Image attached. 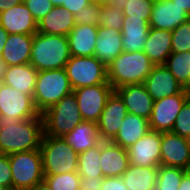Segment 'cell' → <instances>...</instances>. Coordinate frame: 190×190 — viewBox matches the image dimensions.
Wrapping results in <instances>:
<instances>
[{"label":"cell","instance_id":"obj_44","mask_svg":"<svg viewBox=\"0 0 190 190\" xmlns=\"http://www.w3.org/2000/svg\"><path fill=\"white\" fill-rule=\"evenodd\" d=\"M178 190H190V170H186Z\"/></svg>","mask_w":190,"mask_h":190},{"label":"cell","instance_id":"obj_43","mask_svg":"<svg viewBox=\"0 0 190 190\" xmlns=\"http://www.w3.org/2000/svg\"><path fill=\"white\" fill-rule=\"evenodd\" d=\"M103 178L81 177L80 190H101Z\"/></svg>","mask_w":190,"mask_h":190},{"label":"cell","instance_id":"obj_22","mask_svg":"<svg viewBox=\"0 0 190 190\" xmlns=\"http://www.w3.org/2000/svg\"><path fill=\"white\" fill-rule=\"evenodd\" d=\"M76 25L75 15L66 8L53 9L37 23V32L50 35L68 36Z\"/></svg>","mask_w":190,"mask_h":190},{"label":"cell","instance_id":"obj_21","mask_svg":"<svg viewBox=\"0 0 190 190\" xmlns=\"http://www.w3.org/2000/svg\"><path fill=\"white\" fill-rule=\"evenodd\" d=\"M32 44L33 35L9 34L1 59L7 67L30 63Z\"/></svg>","mask_w":190,"mask_h":190},{"label":"cell","instance_id":"obj_41","mask_svg":"<svg viewBox=\"0 0 190 190\" xmlns=\"http://www.w3.org/2000/svg\"><path fill=\"white\" fill-rule=\"evenodd\" d=\"M101 190H128L122 177H103Z\"/></svg>","mask_w":190,"mask_h":190},{"label":"cell","instance_id":"obj_26","mask_svg":"<svg viewBox=\"0 0 190 190\" xmlns=\"http://www.w3.org/2000/svg\"><path fill=\"white\" fill-rule=\"evenodd\" d=\"M149 30L150 25L144 19L124 18L122 26L123 51H143Z\"/></svg>","mask_w":190,"mask_h":190},{"label":"cell","instance_id":"obj_47","mask_svg":"<svg viewBox=\"0 0 190 190\" xmlns=\"http://www.w3.org/2000/svg\"><path fill=\"white\" fill-rule=\"evenodd\" d=\"M12 0H0V13L8 10L12 6Z\"/></svg>","mask_w":190,"mask_h":190},{"label":"cell","instance_id":"obj_3","mask_svg":"<svg viewBox=\"0 0 190 190\" xmlns=\"http://www.w3.org/2000/svg\"><path fill=\"white\" fill-rule=\"evenodd\" d=\"M154 64L143 51L122 52L107 66L108 82L113 89L143 84Z\"/></svg>","mask_w":190,"mask_h":190},{"label":"cell","instance_id":"obj_8","mask_svg":"<svg viewBox=\"0 0 190 190\" xmlns=\"http://www.w3.org/2000/svg\"><path fill=\"white\" fill-rule=\"evenodd\" d=\"M65 70L73 90L97 84H110L107 78V66L95 56H71Z\"/></svg>","mask_w":190,"mask_h":190},{"label":"cell","instance_id":"obj_46","mask_svg":"<svg viewBox=\"0 0 190 190\" xmlns=\"http://www.w3.org/2000/svg\"><path fill=\"white\" fill-rule=\"evenodd\" d=\"M178 7L183 9L190 16V0H171Z\"/></svg>","mask_w":190,"mask_h":190},{"label":"cell","instance_id":"obj_30","mask_svg":"<svg viewBox=\"0 0 190 190\" xmlns=\"http://www.w3.org/2000/svg\"><path fill=\"white\" fill-rule=\"evenodd\" d=\"M101 142L86 151L78 153L77 172L80 177L103 178L100 167Z\"/></svg>","mask_w":190,"mask_h":190},{"label":"cell","instance_id":"obj_45","mask_svg":"<svg viewBox=\"0 0 190 190\" xmlns=\"http://www.w3.org/2000/svg\"><path fill=\"white\" fill-rule=\"evenodd\" d=\"M9 37V33L2 27L0 26V58L4 49V45Z\"/></svg>","mask_w":190,"mask_h":190},{"label":"cell","instance_id":"obj_20","mask_svg":"<svg viewBox=\"0 0 190 190\" xmlns=\"http://www.w3.org/2000/svg\"><path fill=\"white\" fill-rule=\"evenodd\" d=\"M97 36L93 56L106 66H109V64L123 52L122 32L114 28L98 27Z\"/></svg>","mask_w":190,"mask_h":190},{"label":"cell","instance_id":"obj_37","mask_svg":"<svg viewBox=\"0 0 190 190\" xmlns=\"http://www.w3.org/2000/svg\"><path fill=\"white\" fill-rule=\"evenodd\" d=\"M171 132L190 139V98L182 106Z\"/></svg>","mask_w":190,"mask_h":190},{"label":"cell","instance_id":"obj_52","mask_svg":"<svg viewBox=\"0 0 190 190\" xmlns=\"http://www.w3.org/2000/svg\"><path fill=\"white\" fill-rule=\"evenodd\" d=\"M13 3L25 2L26 0H12Z\"/></svg>","mask_w":190,"mask_h":190},{"label":"cell","instance_id":"obj_51","mask_svg":"<svg viewBox=\"0 0 190 190\" xmlns=\"http://www.w3.org/2000/svg\"><path fill=\"white\" fill-rule=\"evenodd\" d=\"M52 2L54 7H62L63 4H65V0H49Z\"/></svg>","mask_w":190,"mask_h":190},{"label":"cell","instance_id":"obj_48","mask_svg":"<svg viewBox=\"0 0 190 190\" xmlns=\"http://www.w3.org/2000/svg\"><path fill=\"white\" fill-rule=\"evenodd\" d=\"M7 66L5 65V62L0 58V82L4 78V74L6 72Z\"/></svg>","mask_w":190,"mask_h":190},{"label":"cell","instance_id":"obj_40","mask_svg":"<svg viewBox=\"0 0 190 190\" xmlns=\"http://www.w3.org/2000/svg\"><path fill=\"white\" fill-rule=\"evenodd\" d=\"M0 186L12 190V172L8 155L0 153Z\"/></svg>","mask_w":190,"mask_h":190},{"label":"cell","instance_id":"obj_19","mask_svg":"<svg viewBox=\"0 0 190 190\" xmlns=\"http://www.w3.org/2000/svg\"><path fill=\"white\" fill-rule=\"evenodd\" d=\"M100 167L104 177H120L127 170V149L112 141H101Z\"/></svg>","mask_w":190,"mask_h":190},{"label":"cell","instance_id":"obj_13","mask_svg":"<svg viewBox=\"0 0 190 190\" xmlns=\"http://www.w3.org/2000/svg\"><path fill=\"white\" fill-rule=\"evenodd\" d=\"M160 165L190 170V139L172 132H163Z\"/></svg>","mask_w":190,"mask_h":190},{"label":"cell","instance_id":"obj_24","mask_svg":"<svg viewBox=\"0 0 190 190\" xmlns=\"http://www.w3.org/2000/svg\"><path fill=\"white\" fill-rule=\"evenodd\" d=\"M38 71L30 64L8 66L2 83L33 98Z\"/></svg>","mask_w":190,"mask_h":190},{"label":"cell","instance_id":"obj_10","mask_svg":"<svg viewBox=\"0 0 190 190\" xmlns=\"http://www.w3.org/2000/svg\"><path fill=\"white\" fill-rule=\"evenodd\" d=\"M113 91L110 84H97L73 90L83 120L97 123Z\"/></svg>","mask_w":190,"mask_h":190},{"label":"cell","instance_id":"obj_35","mask_svg":"<svg viewBox=\"0 0 190 190\" xmlns=\"http://www.w3.org/2000/svg\"><path fill=\"white\" fill-rule=\"evenodd\" d=\"M123 22L124 14L122 10L111 5L100 7V22L98 27H106L108 29L114 28L122 32Z\"/></svg>","mask_w":190,"mask_h":190},{"label":"cell","instance_id":"obj_16","mask_svg":"<svg viewBox=\"0 0 190 190\" xmlns=\"http://www.w3.org/2000/svg\"><path fill=\"white\" fill-rule=\"evenodd\" d=\"M188 19L187 12L171 0H154L149 25L150 28L173 31Z\"/></svg>","mask_w":190,"mask_h":190},{"label":"cell","instance_id":"obj_7","mask_svg":"<svg viewBox=\"0 0 190 190\" xmlns=\"http://www.w3.org/2000/svg\"><path fill=\"white\" fill-rule=\"evenodd\" d=\"M12 172V190H32L44 181L40 149L8 155Z\"/></svg>","mask_w":190,"mask_h":190},{"label":"cell","instance_id":"obj_28","mask_svg":"<svg viewBox=\"0 0 190 190\" xmlns=\"http://www.w3.org/2000/svg\"><path fill=\"white\" fill-rule=\"evenodd\" d=\"M63 139L77 153L93 148L101 142L97 123L84 120L65 134Z\"/></svg>","mask_w":190,"mask_h":190},{"label":"cell","instance_id":"obj_49","mask_svg":"<svg viewBox=\"0 0 190 190\" xmlns=\"http://www.w3.org/2000/svg\"><path fill=\"white\" fill-rule=\"evenodd\" d=\"M32 190H51L50 187L46 184L45 181L39 183Z\"/></svg>","mask_w":190,"mask_h":190},{"label":"cell","instance_id":"obj_36","mask_svg":"<svg viewBox=\"0 0 190 190\" xmlns=\"http://www.w3.org/2000/svg\"><path fill=\"white\" fill-rule=\"evenodd\" d=\"M190 51V19L172 31V53Z\"/></svg>","mask_w":190,"mask_h":190},{"label":"cell","instance_id":"obj_38","mask_svg":"<svg viewBox=\"0 0 190 190\" xmlns=\"http://www.w3.org/2000/svg\"><path fill=\"white\" fill-rule=\"evenodd\" d=\"M100 7L101 6L96 3L91 2L86 8H83L79 13L75 14V23L98 27L100 22Z\"/></svg>","mask_w":190,"mask_h":190},{"label":"cell","instance_id":"obj_6","mask_svg":"<svg viewBox=\"0 0 190 190\" xmlns=\"http://www.w3.org/2000/svg\"><path fill=\"white\" fill-rule=\"evenodd\" d=\"M41 115L44 134L52 137H63L83 121L73 92L64 96Z\"/></svg>","mask_w":190,"mask_h":190},{"label":"cell","instance_id":"obj_50","mask_svg":"<svg viewBox=\"0 0 190 190\" xmlns=\"http://www.w3.org/2000/svg\"><path fill=\"white\" fill-rule=\"evenodd\" d=\"M111 0H91V2L96 3L99 6L109 5Z\"/></svg>","mask_w":190,"mask_h":190},{"label":"cell","instance_id":"obj_1","mask_svg":"<svg viewBox=\"0 0 190 190\" xmlns=\"http://www.w3.org/2000/svg\"><path fill=\"white\" fill-rule=\"evenodd\" d=\"M44 135L43 117L21 120L0 115V153L10 155L40 149Z\"/></svg>","mask_w":190,"mask_h":190},{"label":"cell","instance_id":"obj_27","mask_svg":"<svg viewBox=\"0 0 190 190\" xmlns=\"http://www.w3.org/2000/svg\"><path fill=\"white\" fill-rule=\"evenodd\" d=\"M149 131L148 119L128 113L112 142L128 149Z\"/></svg>","mask_w":190,"mask_h":190},{"label":"cell","instance_id":"obj_33","mask_svg":"<svg viewBox=\"0 0 190 190\" xmlns=\"http://www.w3.org/2000/svg\"><path fill=\"white\" fill-rule=\"evenodd\" d=\"M185 171L177 167L160 165L156 190H178Z\"/></svg>","mask_w":190,"mask_h":190},{"label":"cell","instance_id":"obj_25","mask_svg":"<svg viewBox=\"0 0 190 190\" xmlns=\"http://www.w3.org/2000/svg\"><path fill=\"white\" fill-rule=\"evenodd\" d=\"M98 27L76 24L68 34L71 56H93L97 42Z\"/></svg>","mask_w":190,"mask_h":190},{"label":"cell","instance_id":"obj_9","mask_svg":"<svg viewBox=\"0 0 190 190\" xmlns=\"http://www.w3.org/2000/svg\"><path fill=\"white\" fill-rule=\"evenodd\" d=\"M190 98V90L184 89L181 93L154 101L150 115V130L171 132L174 122L184 103Z\"/></svg>","mask_w":190,"mask_h":190},{"label":"cell","instance_id":"obj_12","mask_svg":"<svg viewBox=\"0 0 190 190\" xmlns=\"http://www.w3.org/2000/svg\"><path fill=\"white\" fill-rule=\"evenodd\" d=\"M161 132L150 130L128 149L129 164L141 167H159Z\"/></svg>","mask_w":190,"mask_h":190},{"label":"cell","instance_id":"obj_39","mask_svg":"<svg viewBox=\"0 0 190 190\" xmlns=\"http://www.w3.org/2000/svg\"><path fill=\"white\" fill-rule=\"evenodd\" d=\"M24 4L28 7V10L37 23L54 7L49 0H26Z\"/></svg>","mask_w":190,"mask_h":190},{"label":"cell","instance_id":"obj_4","mask_svg":"<svg viewBox=\"0 0 190 190\" xmlns=\"http://www.w3.org/2000/svg\"><path fill=\"white\" fill-rule=\"evenodd\" d=\"M72 92L65 68L38 71L33 93L35 108L42 114Z\"/></svg>","mask_w":190,"mask_h":190},{"label":"cell","instance_id":"obj_31","mask_svg":"<svg viewBox=\"0 0 190 190\" xmlns=\"http://www.w3.org/2000/svg\"><path fill=\"white\" fill-rule=\"evenodd\" d=\"M164 65L184 89L190 90V51L171 53Z\"/></svg>","mask_w":190,"mask_h":190},{"label":"cell","instance_id":"obj_23","mask_svg":"<svg viewBox=\"0 0 190 190\" xmlns=\"http://www.w3.org/2000/svg\"><path fill=\"white\" fill-rule=\"evenodd\" d=\"M143 52L154 65L165 64L172 53V31L150 28Z\"/></svg>","mask_w":190,"mask_h":190},{"label":"cell","instance_id":"obj_15","mask_svg":"<svg viewBox=\"0 0 190 190\" xmlns=\"http://www.w3.org/2000/svg\"><path fill=\"white\" fill-rule=\"evenodd\" d=\"M154 101L181 93L184 88L164 65H154L143 83Z\"/></svg>","mask_w":190,"mask_h":190},{"label":"cell","instance_id":"obj_2","mask_svg":"<svg viewBox=\"0 0 190 190\" xmlns=\"http://www.w3.org/2000/svg\"><path fill=\"white\" fill-rule=\"evenodd\" d=\"M70 58L71 54L67 36L38 32L33 35L30 64L37 71L65 68Z\"/></svg>","mask_w":190,"mask_h":190},{"label":"cell","instance_id":"obj_5","mask_svg":"<svg viewBox=\"0 0 190 190\" xmlns=\"http://www.w3.org/2000/svg\"><path fill=\"white\" fill-rule=\"evenodd\" d=\"M40 150L44 175L77 172L78 153L72 149L63 137H52L44 134Z\"/></svg>","mask_w":190,"mask_h":190},{"label":"cell","instance_id":"obj_18","mask_svg":"<svg viewBox=\"0 0 190 190\" xmlns=\"http://www.w3.org/2000/svg\"><path fill=\"white\" fill-rule=\"evenodd\" d=\"M123 100L128 113L150 118L154 100L144 84L125 85L114 89Z\"/></svg>","mask_w":190,"mask_h":190},{"label":"cell","instance_id":"obj_17","mask_svg":"<svg viewBox=\"0 0 190 190\" xmlns=\"http://www.w3.org/2000/svg\"><path fill=\"white\" fill-rule=\"evenodd\" d=\"M0 26L9 34L37 33V22L24 2L14 3L8 10L0 13Z\"/></svg>","mask_w":190,"mask_h":190},{"label":"cell","instance_id":"obj_32","mask_svg":"<svg viewBox=\"0 0 190 190\" xmlns=\"http://www.w3.org/2000/svg\"><path fill=\"white\" fill-rule=\"evenodd\" d=\"M154 0H111L109 5L122 10L124 18L144 19L149 23Z\"/></svg>","mask_w":190,"mask_h":190},{"label":"cell","instance_id":"obj_14","mask_svg":"<svg viewBox=\"0 0 190 190\" xmlns=\"http://www.w3.org/2000/svg\"><path fill=\"white\" fill-rule=\"evenodd\" d=\"M128 111L120 96L113 91L108 97L105 107L97 122L101 141H112L127 116Z\"/></svg>","mask_w":190,"mask_h":190},{"label":"cell","instance_id":"obj_11","mask_svg":"<svg viewBox=\"0 0 190 190\" xmlns=\"http://www.w3.org/2000/svg\"><path fill=\"white\" fill-rule=\"evenodd\" d=\"M0 115L25 120L37 118L41 114L35 108L31 96L0 82Z\"/></svg>","mask_w":190,"mask_h":190},{"label":"cell","instance_id":"obj_29","mask_svg":"<svg viewBox=\"0 0 190 190\" xmlns=\"http://www.w3.org/2000/svg\"><path fill=\"white\" fill-rule=\"evenodd\" d=\"M158 168L129 164L121 177L128 190H156Z\"/></svg>","mask_w":190,"mask_h":190},{"label":"cell","instance_id":"obj_53","mask_svg":"<svg viewBox=\"0 0 190 190\" xmlns=\"http://www.w3.org/2000/svg\"><path fill=\"white\" fill-rule=\"evenodd\" d=\"M0 190H11V189L5 188V187H3V186H0Z\"/></svg>","mask_w":190,"mask_h":190},{"label":"cell","instance_id":"obj_42","mask_svg":"<svg viewBox=\"0 0 190 190\" xmlns=\"http://www.w3.org/2000/svg\"><path fill=\"white\" fill-rule=\"evenodd\" d=\"M91 3V0H65V4L62 5L70 13L74 15L79 13L83 8Z\"/></svg>","mask_w":190,"mask_h":190},{"label":"cell","instance_id":"obj_34","mask_svg":"<svg viewBox=\"0 0 190 190\" xmlns=\"http://www.w3.org/2000/svg\"><path fill=\"white\" fill-rule=\"evenodd\" d=\"M44 181L51 190H77L80 188L81 177L78 172L58 175H44Z\"/></svg>","mask_w":190,"mask_h":190}]
</instances>
